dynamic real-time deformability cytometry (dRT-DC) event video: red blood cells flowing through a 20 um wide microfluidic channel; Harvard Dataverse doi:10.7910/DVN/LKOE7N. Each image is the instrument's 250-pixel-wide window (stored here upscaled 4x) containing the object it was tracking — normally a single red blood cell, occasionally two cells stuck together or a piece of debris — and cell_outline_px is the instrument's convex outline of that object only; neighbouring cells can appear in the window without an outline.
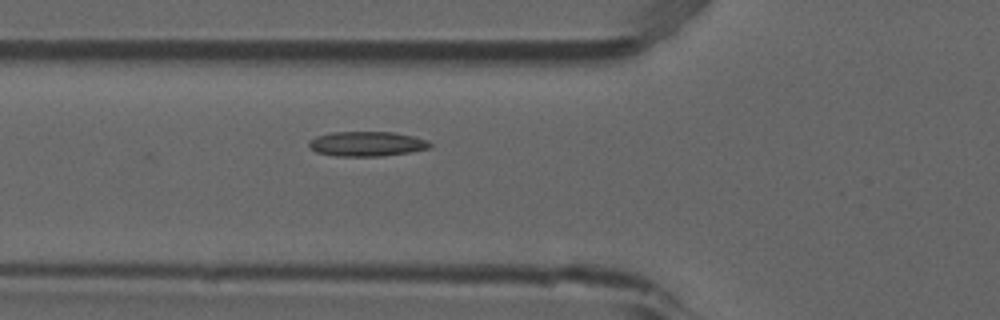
{"species": "common noctule bat (a hibernating species)", "species_latin": "Nyctalus noctula", "temperature_condition": "room temperature", "stored_images_in_passage": 6, "camera_frame_rate_fps": 3000, "um_per_image_px": 0.085, "animal": {"sex": "male", "forearm_length_mm": 52.5}, "frame": {"image": 1, "passage_image": 6, "time_ms": 1.667, "image_size_px": [1000, 320], "cell_outline_px": [[432, 148], [408, 152], [380, 156], [336, 156], [316, 152], [308, 148], [308, 140], [316, 136], [332, 132], [392, 132], [412, 136], [428, 140], [432, 144]], "centroid_in_image_um": [31.15, 12.23], "position_along_channel_um": 94.7, "area_um2": 17.57}}